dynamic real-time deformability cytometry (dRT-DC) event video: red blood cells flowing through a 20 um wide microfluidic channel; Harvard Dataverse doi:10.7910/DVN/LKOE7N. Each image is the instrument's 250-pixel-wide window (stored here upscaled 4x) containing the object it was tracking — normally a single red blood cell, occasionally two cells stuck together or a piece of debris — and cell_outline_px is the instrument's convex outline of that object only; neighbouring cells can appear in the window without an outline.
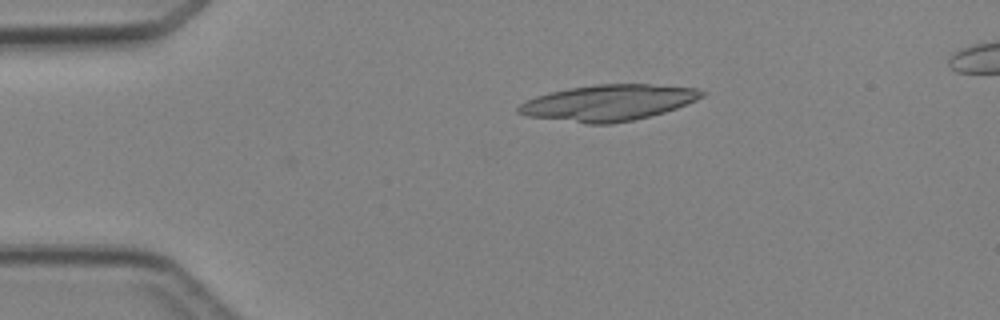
{"species": "Egyptian fruit bat (a non-hibernating species)", "species_latin": "Rousettus aegyptiacus", "temperature_condition": "cold", "stored_images_in_passage": 6, "camera_frame_rate_fps": 3000, "um_per_image_px": 0.085, "animal": {"sex": "female"}, "frame": {"image": 1, "passage_image": 6, "time_ms": 6.0, "image_size_px": [1000, 320], "cell_outline_px": [[708, 92], [704, 96], [696, 100], [676, 108], [664, 112], [632, 120], [612, 124], [584, 124], [528, 116], [516, 112], [516, 108], [520, 104], [536, 96], [568, 88], [596, 84], [648, 84], [696, 88]], "centroid_in_image_um": [51.71, 8.73], "position_along_channel_um": 33.3, "area_um2": 38.44}}